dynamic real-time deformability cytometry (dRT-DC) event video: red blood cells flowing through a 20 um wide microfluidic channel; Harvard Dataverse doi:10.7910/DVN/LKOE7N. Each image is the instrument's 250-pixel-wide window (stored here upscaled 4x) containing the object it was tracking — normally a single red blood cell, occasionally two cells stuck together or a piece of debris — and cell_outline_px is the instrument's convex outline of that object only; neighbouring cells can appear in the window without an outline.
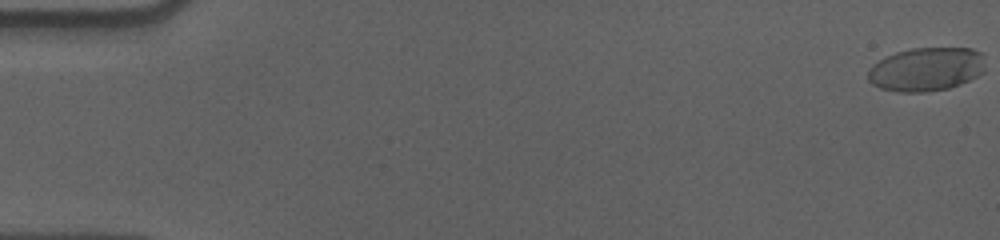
{"species": "human", "species_latin": "Homo sapiens", "temperature_condition": "cold", "stored_images_in_passage": 59, "camera_frame_rate_fps": 3000, "um_per_image_px": 0.085, "donor": {"sex": "male"}, "frame": {"image": 1, "passage_image": 1, "time_ms": 0.0, "image_size_px": [1000, 240], "cell_outline_px": [[984, 72], [960, 84], [948, 88], [924, 92], [900, 92], [880, 88], [872, 84], [868, 80], [868, 68], [872, 64], [896, 52], [912, 48], [972, 48], [980, 52]], "centroid_in_image_um": [78.69, 5.89], "position_along_channel_um": 6.3, "area_um2": 29.65}}
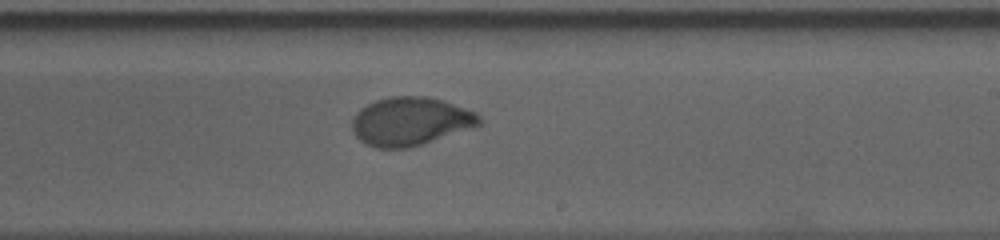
{"frame": {"image": 2, "passage_image": 36, "time_ms": 11.667, "image_size_px": [1000, 240], "cell_outline_px": [[484, 120], [480, 124], [408, 148], [376, 148], [360, 140], [356, 136], [352, 128], [352, 120], [356, 112], [360, 108], [376, 100], [392, 96], [428, 96], [444, 100], [476, 112]], "centroid_in_image_um": [34.87, 10.29], "position_along_channel_um": 254.1, "area_um2": 35.55}}
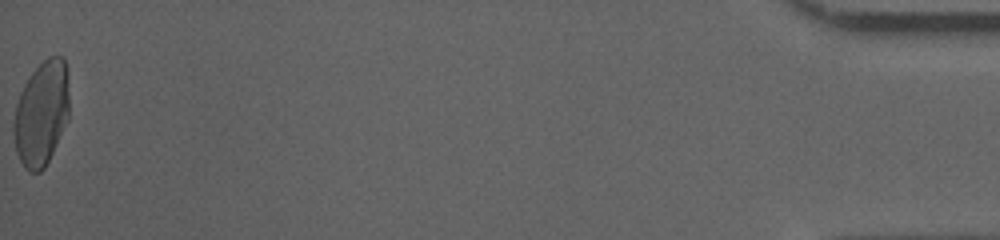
{"frame": {"image": 3, "passage_image": 59, "time_ms": 19.333, "image_size_px": [1000, 240], "cell_outline_px": [[68, 120], [44, 168], [40, 172], [28, 172], [24, 168], [16, 152], [12, 132], [12, 124], [16, 104], [20, 92], [28, 76], [48, 56], [64, 56], [68, 68]], "centroid_in_image_um": [3.51, 9.62], "position_along_channel_um": 431.7, "area_um2": 34.28}, "authors_computed_cell_mechanics": {"area_um2": 34.2754, "velocity_mm_per_s": 3.5911, "shape_relaxation_time_tau1_ms": 7.0135, "shape_relaxation_time_tau2_ms": null, "deformation_change_tau1": 0.2231, "deformation_change_tau2": null}}